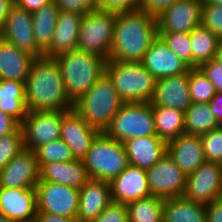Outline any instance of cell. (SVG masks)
<instances>
[{
	"instance_id": "obj_1",
	"label": "cell",
	"mask_w": 222,
	"mask_h": 222,
	"mask_svg": "<svg viewBox=\"0 0 222 222\" xmlns=\"http://www.w3.org/2000/svg\"><path fill=\"white\" fill-rule=\"evenodd\" d=\"M156 16L140 9L116 13L109 60L141 62L157 37Z\"/></svg>"
},
{
	"instance_id": "obj_2",
	"label": "cell",
	"mask_w": 222,
	"mask_h": 222,
	"mask_svg": "<svg viewBox=\"0 0 222 222\" xmlns=\"http://www.w3.org/2000/svg\"><path fill=\"white\" fill-rule=\"evenodd\" d=\"M24 88L29 111H65L74 107L65 91L55 58H35L24 82Z\"/></svg>"
},
{
	"instance_id": "obj_3",
	"label": "cell",
	"mask_w": 222,
	"mask_h": 222,
	"mask_svg": "<svg viewBox=\"0 0 222 222\" xmlns=\"http://www.w3.org/2000/svg\"><path fill=\"white\" fill-rule=\"evenodd\" d=\"M55 59L61 71L65 91L73 104L105 75L107 60L80 49H73Z\"/></svg>"
},
{
	"instance_id": "obj_4",
	"label": "cell",
	"mask_w": 222,
	"mask_h": 222,
	"mask_svg": "<svg viewBox=\"0 0 222 222\" xmlns=\"http://www.w3.org/2000/svg\"><path fill=\"white\" fill-rule=\"evenodd\" d=\"M123 103L112 81L105 74L74 103L73 109L86 123L101 133L109 127Z\"/></svg>"
},
{
	"instance_id": "obj_5",
	"label": "cell",
	"mask_w": 222,
	"mask_h": 222,
	"mask_svg": "<svg viewBox=\"0 0 222 222\" xmlns=\"http://www.w3.org/2000/svg\"><path fill=\"white\" fill-rule=\"evenodd\" d=\"M105 74L124 103L151 101L156 79L141 62L107 61Z\"/></svg>"
},
{
	"instance_id": "obj_6",
	"label": "cell",
	"mask_w": 222,
	"mask_h": 222,
	"mask_svg": "<svg viewBox=\"0 0 222 222\" xmlns=\"http://www.w3.org/2000/svg\"><path fill=\"white\" fill-rule=\"evenodd\" d=\"M90 179L110 182L129 165L124 143L99 133L82 160Z\"/></svg>"
},
{
	"instance_id": "obj_7",
	"label": "cell",
	"mask_w": 222,
	"mask_h": 222,
	"mask_svg": "<svg viewBox=\"0 0 222 222\" xmlns=\"http://www.w3.org/2000/svg\"><path fill=\"white\" fill-rule=\"evenodd\" d=\"M104 133L122 143L132 138L156 135L152 104L123 103Z\"/></svg>"
},
{
	"instance_id": "obj_8",
	"label": "cell",
	"mask_w": 222,
	"mask_h": 222,
	"mask_svg": "<svg viewBox=\"0 0 222 222\" xmlns=\"http://www.w3.org/2000/svg\"><path fill=\"white\" fill-rule=\"evenodd\" d=\"M116 13L93 10L83 15L79 27L77 49L109 60Z\"/></svg>"
},
{
	"instance_id": "obj_9",
	"label": "cell",
	"mask_w": 222,
	"mask_h": 222,
	"mask_svg": "<svg viewBox=\"0 0 222 222\" xmlns=\"http://www.w3.org/2000/svg\"><path fill=\"white\" fill-rule=\"evenodd\" d=\"M35 188L37 213L76 218L79 189L49 181H38Z\"/></svg>"
},
{
	"instance_id": "obj_10",
	"label": "cell",
	"mask_w": 222,
	"mask_h": 222,
	"mask_svg": "<svg viewBox=\"0 0 222 222\" xmlns=\"http://www.w3.org/2000/svg\"><path fill=\"white\" fill-rule=\"evenodd\" d=\"M64 111H28L20 123L24 148L35 151L46 143L60 139Z\"/></svg>"
},
{
	"instance_id": "obj_11",
	"label": "cell",
	"mask_w": 222,
	"mask_h": 222,
	"mask_svg": "<svg viewBox=\"0 0 222 222\" xmlns=\"http://www.w3.org/2000/svg\"><path fill=\"white\" fill-rule=\"evenodd\" d=\"M146 174L151 196L167 199L184 195L187 176L167 153Z\"/></svg>"
},
{
	"instance_id": "obj_12",
	"label": "cell",
	"mask_w": 222,
	"mask_h": 222,
	"mask_svg": "<svg viewBox=\"0 0 222 222\" xmlns=\"http://www.w3.org/2000/svg\"><path fill=\"white\" fill-rule=\"evenodd\" d=\"M183 196L204 205L222 197V164L209 161L202 163L187 176Z\"/></svg>"
},
{
	"instance_id": "obj_13",
	"label": "cell",
	"mask_w": 222,
	"mask_h": 222,
	"mask_svg": "<svg viewBox=\"0 0 222 222\" xmlns=\"http://www.w3.org/2000/svg\"><path fill=\"white\" fill-rule=\"evenodd\" d=\"M202 0H177L156 16L158 33H190L201 23Z\"/></svg>"
},
{
	"instance_id": "obj_14",
	"label": "cell",
	"mask_w": 222,
	"mask_h": 222,
	"mask_svg": "<svg viewBox=\"0 0 222 222\" xmlns=\"http://www.w3.org/2000/svg\"><path fill=\"white\" fill-rule=\"evenodd\" d=\"M0 37L35 58L43 56V51L35 41L32 13L16 4L12 6L7 16Z\"/></svg>"
},
{
	"instance_id": "obj_15",
	"label": "cell",
	"mask_w": 222,
	"mask_h": 222,
	"mask_svg": "<svg viewBox=\"0 0 222 222\" xmlns=\"http://www.w3.org/2000/svg\"><path fill=\"white\" fill-rule=\"evenodd\" d=\"M100 132L91 127L74 110L62 113L60 139L70 148L74 160L82 161L87 155L93 140Z\"/></svg>"
},
{
	"instance_id": "obj_16",
	"label": "cell",
	"mask_w": 222,
	"mask_h": 222,
	"mask_svg": "<svg viewBox=\"0 0 222 222\" xmlns=\"http://www.w3.org/2000/svg\"><path fill=\"white\" fill-rule=\"evenodd\" d=\"M39 171L35 152L24 149L0 169V187L35 188L39 181Z\"/></svg>"
},
{
	"instance_id": "obj_17",
	"label": "cell",
	"mask_w": 222,
	"mask_h": 222,
	"mask_svg": "<svg viewBox=\"0 0 222 222\" xmlns=\"http://www.w3.org/2000/svg\"><path fill=\"white\" fill-rule=\"evenodd\" d=\"M0 212L12 222L36 221V188L0 187Z\"/></svg>"
},
{
	"instance_id": "obj_18",
	"label": "cell",
	"mask_w": 222,
	"mask_h": 222,
	"mask_svg": "<svg viewBox=\"0 0 222 222\" xmlns=\"http://www.w3.org/2000/svg\"><path fill=\"white\" fill-rule=\"evenodd\" d=\"M141 64L156 80L184 74L190 70V67L168 48L159 35L144 54Z\"/></svg>"
},
{
	"instance_id": "obj_19",
	"label": "cell",
	"mask_w": 222,
	"mask_h": 222,
	"mask_svg": "<svg viewBox=\"0 0 222 222\" xmlns=\"http://www.w3.org/2000/svg\"><path fill=\"white\" fill-rule=\"evenodd\" d=\"M150 103L185 111L192 103L189 90V71L177 76L157 79Z\"/></svg>"
},
{
	"instance_id": "obj_20",
	"label": "cell",
	"mask_w": 222,
	"mask_h": 222,
	"mask_svg": "<svg viewBox=\"0 0 222 222\" xmlns=\"http://www.w3.org/2000/svg\"><path fill=\"white\" fill-rule=\"evenodd\" d=\"M111 199L114 203L127 204L151 196L146 170L128 165L110 182Z\"/></svg>"
},
{
	"instance_id": "obj_21",
	"label": "cell",
	"mask_w": 222,
	"mask_h": 222,
	"mask_svg": "<svg viewBox=\"0 0 222 222\" xmlns=\"http://www.w3.org/2000/svg\"><path fill=\"white\" fill-rule=\"evenodd\" d=\"M167 154L186 176L193 173L206 161L200 135L184 133L169 140L167 142Z\"/></svg>"
},
{
	"instance_id": "obj_22",
	"label": "cell",
	"mask_w": 222,
	"mask_h": 222,
	"mask_svg": "<svg viewBox=\"0 0 222 222\" xmlns=\"http://www.w3.org/2000/svg\"><path fill=\"white\" fill-rule=\"evenodd\" d=\"M112 203L110 184L89 179L79 190L76 218L79 222H92Z\"/></svg>"
},
{
	"instance_id": "obj_23",
	"label": "cell",
	"mask_w": 222,
	"mask_h": 222,
	"mask_svg": "<svg viewBox=\"0 0 222 222\" xmlns=\"http://www.w3.org/2000/svg\"><path fill=\"white\" fill-rule=\"evenodd\" d=\"M82 17L83 15L77 12L59 11L51 44L43 52V56L55 58L73 49H77Z\"/></svg>"
},
{
	"instance_id": "obj_24",
	"label": "cell",
	"mask_w": 222,
	"mask_h": 222,
	"mask_svg": "<svg viewBox=\"0 0 222 222\" xmlns=\"http://www.w3.org/2000/svg\"><path fill=\"white\" fill-rule=\"evenodd\" d=\"M130 165L150 169L167 153V142L157 135L132 138L124 142Z\"/></svg>"
},
{
	"instance_id": "obj_25",
	"label": "cell",
	"mask_w": 222,
	"mask_h": 222,
	"mask_svg": "<svg viewBox=\"0 0 222 222\" xmlns=\"http://www.w3.org/2000/svg\"><path fill=\"white\" fill-rule=\"evenodd\" d=\"M39 181L81 189L90 179L82 161L53 162L39 165Z\"/></svg>"
},
{
	"instance_id": "obj_26",
	"label": "cell",
	"mask_w": 222,
	"mask_h": 222,
	"mask_svg": "<svg viewBox=\"0 0 222 222\" xmlns=\"http://www.w3.org/2000/svg\"><path fill=\"white\" fill-rule=\"evenodd\" d=\"M35 57L0 37V80L25 82Z\"/></svg>"
},
{
	"instance_id": "obj_27",
	"label": "cell",
	"mask_w": 222,
	"mask_h": 222,
	"mask_svg": "<svg viewBox=\"0 0 222 222\" xmlns=\"http://www.w3.org/2000/svg\"><path fill=\"white\" fill-rule=\"evenodd\" d=\"M163 222H207L205 205L184 196L164 199Z\"/></svg>"
},
{
	"instance_id": "obj_28",
	"label": "cell",
	"mask_w": 222,
	"mask_h": 222,
	"mask_svg": "<svg viewBox=\"0 0 222 222\" xmlns=\"http://www.w3.org/2000/svg\"><path fill=\"white\" fill-rule=\"evenodd\" d=\"M0 110L19 123L27 116L24 83L17 80H0Z\"/></svg>"
},
{
	"instance_id": "obj_29",
	"label": "cell",
	"mask_w": 222,
	"mask_h": 222,
	"mask_svg": "<svg viewBox=\"0 0 222 222\" xmlns=\"http://www.w3.org/2000/svg\"><path fill=\"white\" fill-rule=\"evenodd\" d=\"M156 135L168 142L185 133L184 111L170 107L152 106Z\"/></svg>"
},
{
	"instance_id": "obj_30",
	"label": "cell",
	"mask_w": 222,
	"mask_h": 222,
	"mask_svg": "<svg viewBox=\"0 0 222 222\" xmlns=\"http://www.w3.org/2000/svg\"><path fill=\"white\" fill-rule=\"evenodd\" d=\"M59 11V8L53 1L35 12H32L35 41L43 52L51 44Z\"/></svg>"
},
{
	"instance_id": "obj_31",
	"label": "cell",
	"mask_w": 222,
	"mask_h": 222,
	"mask_svg": "<svg viewBox=\"0 0 222 222\" xmlns=\"http://www.w3.org/2000/svg\"><path fill=\"white\" fill-rule=\"evenodd\" d=\"M185 133L203 135L219 127V123L212 114L208 103H195L184 111Z\"/></svg>"
},
{
	"instance_id": "obj_32",
	"label": "cell",
	"mask_w": 222,
	"mask_h": 222,
	"mask_svg": "<svg viewBox=\"0 0 222 222\" xmlns=\"http://www.w3.org/2000/svg\"><path fill=\"white\" fill-rule=\"evenodd\" d=\"M192 68L214 59L219 38L201 24L190 32Z\"/></svg>"
},
{
	"instance_id": "obj_33",
	"label": "cell",
	"mask_w": 222,
	"mask_h": 222,
	"mask_svg": "<svg viewBox=\"0 0 222 222\" xmlns=\"http://www.w3.org/2000/svg\"><path fill=\"white\" fill-rule=\"evenodd\" d=\"M164 199L149 196L126 204L129 222H163Z\"/></svg>"
},
{
	"instance_id": "obj_34",
	"label": "cell",
	"mask_w": 222,
	"mask_h": 222,
	"mask_svg": "<svg viewBox=\"0 0 222 222\" xmlns=\"http://www.w3.org/2000/svg\"><path fill=\"white\" fill-rule=\"evenodd\" d=\"M34 152L39 165L74 161L69 146L62 139L46 143L38 147Z\"/></svg>"
},
{
	"instance_id": "obj_35",
	"label": "cell",
	"mask_w": 222,
	"mask_h": 222,
	"mask_svg": "<svg viewBox=\"0 0 222 222\" xmlns=\"http://www.w3.org/2000/svg\"><path fill=\"white\" fill-rule=\"evenodd\" d=\"M189 90L191 100L195 103H209L216 93L213 84L199 68L189 70Z\"/></svg>"
},
{
	"instance_id": "obj_36",
	"label": "cell",
	"mask_w": 222,
	"mask_h": 222,
	"mask_svg": "<svg viewBox=\"0 0 222 222\" xmlns=\"http://www.w3.org/2000/svg\"><path fill=\"white\" fill-rule=\"evenodd\" d=\"M158 35L175 55L192 68L190 33H158Z\"/></svg>"
},
{
	"instance_id": "obj_37",
	"label": "cell",
	"mask_w": 222,
	"mask_h": 222,
	"mask_svg": "<svg viewBox=\"0 0 222 222\" xmlns=\"http://www.w3.org/2000/svg\"><path fill=\"white\" fill-rule=\"evenodd\" d=\"M23 132L19 126L12 134L0 138V169L24 150Z\"/></svg>"
},
{
	"instance_id": "obj_38",
	"label": "cell",
	"mask_w": 222,
	"mask_h": 222,
	"mask_svg": "<svg viewBox=\"0 0 222 222\" xmlns=\"http://www.w3.org/2000/svg\"><path fill=\"white\" fill-rule=\"evenodd\" d=\"M205 160L222 164V126L201 135Z\"/></svg>"
},
{
	"instance_id": "obj_39",
	"label": "cell",
	"mask_w": 222,
	"mask_h": 222,
	"mask_svg": "<svg viewBox=\"0 0 222 222\" xmlns=\"http://www.w3.org/2000/svg\"><path fill=\"white\" fill-rule=\"evenodd\" d=\"M219 39L222 38V5L203 2L201 8V23Z\"/></svg>"
},
{
	"instance_id": "obj_40",
	"label": "cell",
	"mask_w": 222,
	"mask_h": 222,
	"mask_svg": "<svg viewBox=\"0 0 222 222\" xmlns=\"http://www.w3.org/2000/svg\"><path fill=\"white\" fill-rule=\"evenodd\" d=\"M92 222H129L126 205L112 202Z\"/></svg>"
},
{
	"instance_id": "obj_41",
	"label": "cell",
	"mask_w": 222,
	"mask_h": 222,
	"mask_svg": "<svg viewBox=\"0 0 222 222\" xmlns=\"http://www.w3.org/2000/svg\"><path fill=\"white\" fill-rule=\"evenodd\" d=\"M198 68L213 84L216 92H222V62L211 59L201 64Z\"/></svg>"
},
{
	"instance_id": "obj_42",
	"label": "cell",
	"mask_w": 222,
	"mask_h": 222,
	"mask_svg": "<svg viewBox=\"0 0 222 222\" xmlns=\"http://www.w3.org/2000/svg\"><path fill=\"white\" fill-rule=\"evenodd\" d=\"M60 11L77 12L82 15L96 10L92 0H53Z\"/></svg>"
},
{
	"instance_id": "obj_43",
	"label": "cell",
	"mask_w": 222,
	"mask_h": 222,
	"mask_svg": "<svg viewBox=\"0 0 222 222\" xmlns=\"http://www.w3.org/2000/svg\"><path fill=\"white\" fill-rule=\"evenodd\" d=\"M142 0H105L97 9L113 13L130 12L139 9Z\"/></svg>"
},
{
	"instance_id": "obj_44",
	"label": "cell",
	"mask_w": 222,
	"mask_h": 222,
	"mask_svg": "<svg viewBox=\"0 0 222 222\" xmlns=\"http://www.w3.org/2000/svg\"><path fill=\"white\" fill-rule=\"evenodd\" d=\"M175 1L177 0H142L139 9L153 16H157Z\"/></svg>"
},
{
	"instance_id": "obj_45",
	"label": "cell",
	"mask_w": 222,
	"mask_h": 222,
	"mask_svg": "<svg viewBox=\"0 0 222 222\" xmlns=\"http://www.w3.org/2000/svg\"><path fill=\"white\" fill-rule=\"evenodd\" d=\"M19 126L15 118L0 110V138L12 134Z\"/></svg>"
},
{
	"instance_id": "obj_46",
	"label": "cell",
	"mask_w": 222,
	"mask_h": 222,
	"mask_svg": "<svg viewBox=\"0 0 222 222\" xmlns=\"http://www.w3.org/2000/svg\"><path fill=\"white\" fill-rule=\"evenodd\" d=\"M207 222H222V197L205 205Z\"/></svg>"
},
{
	"instance_id": "obj_47",
	"label": "cell",
	"mask_w": 222,
	"mask_h": 222,
	"mask_svg": "<svg viewBox=\"0 0 222 222\" xmlns=\"http://www.w3.org/2000/svg\"><path fill=\"white\" fill-rule=\"evenodd\" d=\"M208 104L215 119L222 126V92H216Z\"/></svg>"
},
{
	"instance_id": "obj_48",
	"label": "cell",
	"mask_w": 222,
	"mask_h": 222,
	"mask_svg": "<svg viewBox=\"0 0 222 222\" xmlns=\"http://www.w3.org/2000/svg\"><path fill=\"white\" fill-rule=\"evenodd\" d=\"M14 1L17 6L24 8L31 13L53 2V0H14Z\"/></svg>"
},
{
	"instance_id": "obj_49",
	"label": "cell",
	"mask_w": 222,
	"mask_h": 222,
	"mask_svg": "<svg viewBox=\"0 0 222 222\" xmlns=\"http://www.w3.org/2000/svg\"><path fill=\"white\" fill-rule=\"evenodd\" d=\"M36 222H79L77 218L52 215L48 213H37Z\"/></svg>"
},
{
	"instance_id": "obj_50",
	"label": "cell",
	"mask_w": 222,
	"mask_h": 222,
	"mask_svg": "<svg viewBox=\"0 0 222 222\" xmlns=\"http://www.w3.org/2000/svg\"><path fill=\"white\" fill-rule=\"evenodd\" d=\"M14 4V0H0V31L5 26L7 16Z\"/></svg>"
},
{
	"instance_id": "obj_51",
	"label": "cell",
	"mask_w": 222,
	"mask_h": 222,
	"mask_svg": "<svg viewBox=\"0 0 222 222\" xmlns=\"http://www.w3.org/2000/svg\"><path fill=\"white\" fill-rule=\"evenodd\" d=\"M214 60H216L217 62H222V38H220L218 41Z\"/></svg>"
},
{
	"instance_id": "obj_52",
	"label": "cell",
	"mask_w": 222,
	"mask_h": 222,
	"mask_svg": "<svg viewBox=\"0 0 222 222\" xmlns=\"http://www.w3.org/2000/svg\"><path fill=\"white\" fill-rule=\"evenodd\" d=\"M0 222H12V221L0 212Z\"/></svg>"
},
{
	"instance_id": "obj_53",
	"label": "cell",
	"mask_w": 222,
	"mask_h": 222,
	"mask_svg": "<svg viewBox=\"0 0 222 222\" xmlns=\"http://www.w3.org/2000/svg\"><path fill=\"white\" fill-rule=\"evenodd\" d=\"M202 1L222 5V0H202Z\"/></svg>"
},
{
	"instance_id": "obj_54",
	"label": "cell",
	"mask_w": 222,
	"mask_h": 222,
	"mask_svg": "<svg viewBox=\"0 0 222 222\" xmlns=\"http://www.w3.org/2000/svg\"><path fill=\"white\" fill-rule=\"evenodd\" d=\"M105 0H92L94 6L98 8Z\"/></svg>"
}]
</instances>
